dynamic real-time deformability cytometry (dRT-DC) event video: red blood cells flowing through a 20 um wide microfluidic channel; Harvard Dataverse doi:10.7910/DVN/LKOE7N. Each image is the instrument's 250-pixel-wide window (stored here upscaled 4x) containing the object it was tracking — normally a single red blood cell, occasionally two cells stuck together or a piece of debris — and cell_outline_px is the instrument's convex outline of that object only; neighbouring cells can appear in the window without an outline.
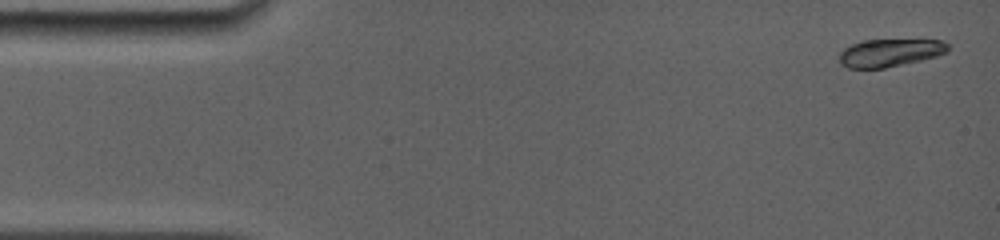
{"species": "common noctule bat (a hibernating species)", "species_latin": "Nyctalus noctula", "temperature_condition": "room temperature", "stored_images_in_passage": 13, "camera_frame_rate_fps": 5000, "um_per_image_px": 0.085, "animal": {"sex": "female", "body_mass_g": 19.0, "forearm_length_mm": 56.7}, "frame": {"image": 1, "passage_image": 1, "time_ms": 0.0, "image_size_px": [1000, 240], "cell_outline_px": [[948, 52], [936, 56], [920, 60], [884, 68], [848, 68], [840, 64], [840, 52], [844, 48], [852, 44], [864, 40], [944, 40], [948, 44]], "centroid_in_image_um": [75.64, 4.48], "position_along_channel_um": 9.4, "area_um2": 17.46}}
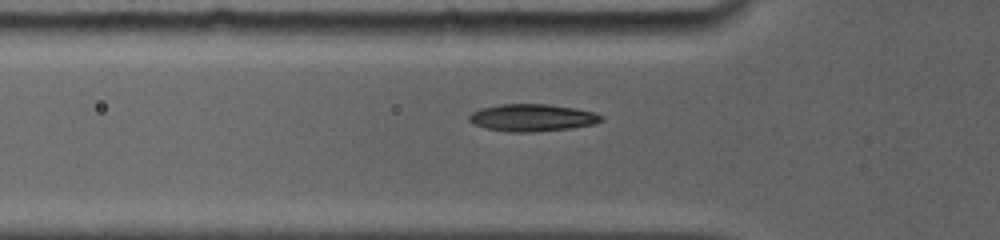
{"frame": {"image": 2, "passage_image": 8, "time_ms": 4.8, "image_size_px": [1000, 240], "cell_outline_px": [[604, 120], [596, 124], [572, 128], [532, 132], [508, 132], [484, 128], [472, 124], [468, 120], [468, 116], [472, 112], [480, 108], [500, 104], [548, 104], [576, 108], [596, 112], [604, 116]], "centroid_in_image_um": [45.26, 10.0], "position_along_channel_um": 80.5, "area_um2": 21.39}}
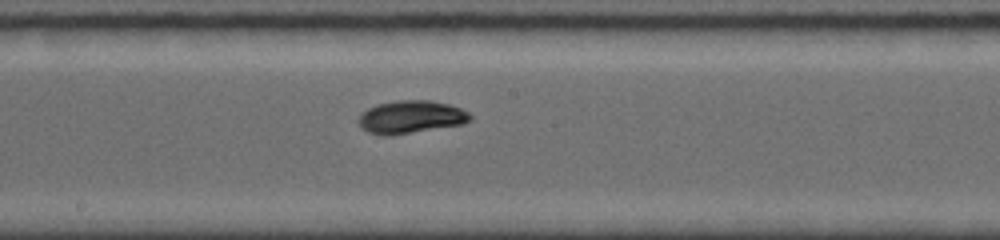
{"frame": {"image": 3, "passage_image": 13, "time_ms": 8.2, "image_size_px": [1000, 240], "cell_outline_px": [[472, 120], [464, 124], [388, 136], [384, 136], [368, 132], [360, 128], [356, 120], [368, 108], [376, 104], [396, 100], [432, 100], [448, 104], [460, 108], [468, 112], [472, 116]], "centroid_in_image_um": [34.91, 9.94], "position_along_channel_um": 213.3, "area_um2": 21.56}}